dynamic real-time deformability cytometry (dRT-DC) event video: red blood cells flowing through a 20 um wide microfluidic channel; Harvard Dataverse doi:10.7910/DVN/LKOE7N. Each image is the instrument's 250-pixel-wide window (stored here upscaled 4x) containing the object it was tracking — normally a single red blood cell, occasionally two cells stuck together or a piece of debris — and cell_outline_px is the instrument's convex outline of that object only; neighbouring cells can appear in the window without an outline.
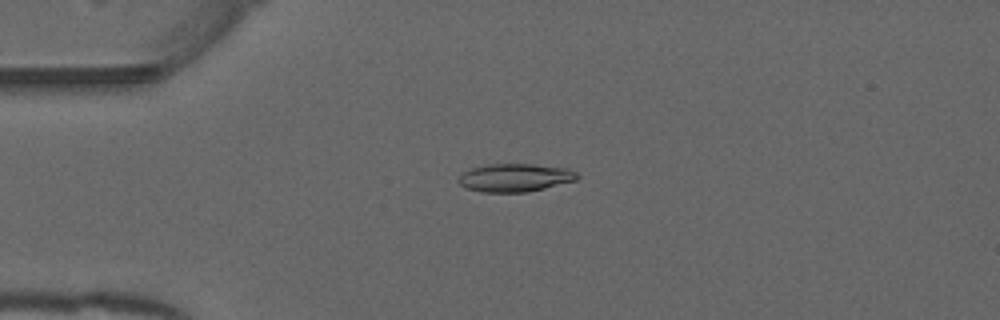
{"species": "common noctule bat (a hibernating species)", "species_latin": "Nyctalus noctula", "temperature_condition": "warm", "stored_images_in_passage": 52, "camera_frame_rate_fps": 3000, "um_per_image_px": 0.085, "animal": {"sex": "male", "forearm_length_mm": 52.5}, "frame": {"image": 1, "passage_image": 13, "time_ms": 4.0, "image_size_px": [1000, 320], "cell_outline_px": [[580, 176], [576, 180], [528, 192], [480, 192], [468, 188], [460, 184], [456, 180], [464, 172], [472, 168], [492, 164], [532, 164], [568, 168], [576, 172]], "centroid_in_image_um": [43.79, 15.1], "position_along_channel_um": 41.2, "area_um2": 19.31}}
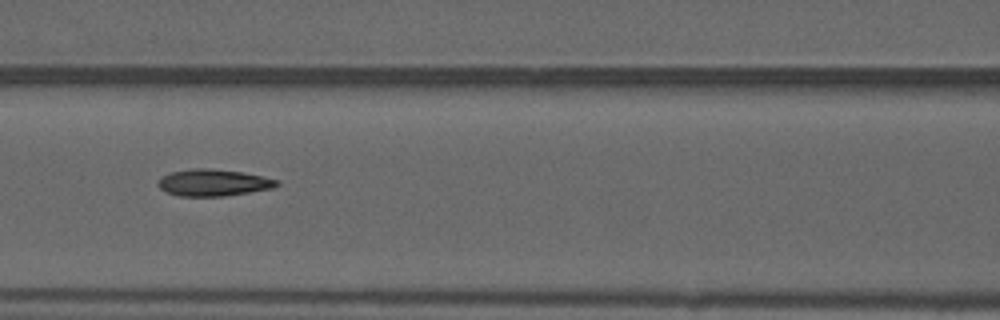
{"frame": {"image": 2, "passage_image": 23, "time_ms": 7.333, "image_size_px": [1000, 320], "cell_outline_px": [[280, 184], [272, 188], [224, 196], [180, 196], [168, 192], [160, 188], [156, 184], [164, 176], [172, 172], [192, 168], [208, 168], [240, 172], [260, 176], [276, 180]], "centroid_in_image_um": [18.11, 15.53], "position_along_channel_um": 148.5, "area_um2": 18.09}}
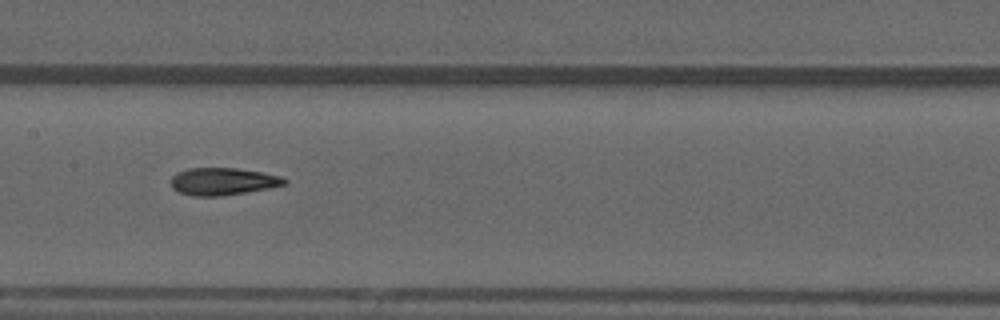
{"frame": {"image": 3, "passage_image": 26, "time_ms": 8.333, "image_size_px": [1000, 320], "cell_outline_px": [[288, 180], [284, 184], [268, 188], [220, 196], [192, 196], [180, 192], [172, 188], [172, 176], [176, 172], [188, 168], [236, 168], [264, 172], [280, 176]], "centroid_in_image_um": [18.92, 15.41], "position_along_channel_um": 188.5, "area_um2": 17.98}, "authors_computed_cell_mechanics": {"area_um2": 18.1492, "velocity_mm_per_s": 4.0091, "shape_relaxation_time_tau1_ms": null, "shape_relaxation_time_tau2_ms": 2.7294, "deformation_change_tau1": null, "deformation_change_tau2": 0.1076}}